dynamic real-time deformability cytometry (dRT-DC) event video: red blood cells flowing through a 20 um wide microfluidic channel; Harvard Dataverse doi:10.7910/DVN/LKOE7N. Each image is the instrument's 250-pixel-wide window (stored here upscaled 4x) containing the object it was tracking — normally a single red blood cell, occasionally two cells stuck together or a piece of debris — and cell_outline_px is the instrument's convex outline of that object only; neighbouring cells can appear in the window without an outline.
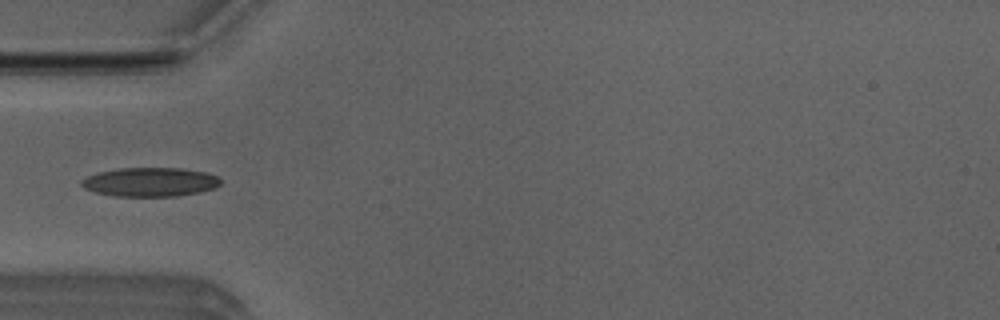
{"species": "Egyptian fruit bat (a non-hibernating species)", "species_latin": "Rousettus aegyptiacus", "temperature_condition": "room temperature", "stored_images_in_passage": 6, "camera_frame_rate_fps": 3000, "um_per_image_px": 0.085, "animal": {"sex": "male"}, "frame": {"image": 1, "passage_image": 5, "time_ms": 1.333, "image_size_px": [1000, 320], "cell_outline_px": [[220, 184], [216, 188], [200, 192], [176, 196], [116, 196], [96, 192], [84, 188], [80, 184], [80, 180], [96, 172], [120, 168], [180, 168], [204, 172], [216, 176], [220, 180]], "centroid_in_image_um": [12.74, 15.47], "position_along_channel_um": 72.3, "area_um2": 23.47}}